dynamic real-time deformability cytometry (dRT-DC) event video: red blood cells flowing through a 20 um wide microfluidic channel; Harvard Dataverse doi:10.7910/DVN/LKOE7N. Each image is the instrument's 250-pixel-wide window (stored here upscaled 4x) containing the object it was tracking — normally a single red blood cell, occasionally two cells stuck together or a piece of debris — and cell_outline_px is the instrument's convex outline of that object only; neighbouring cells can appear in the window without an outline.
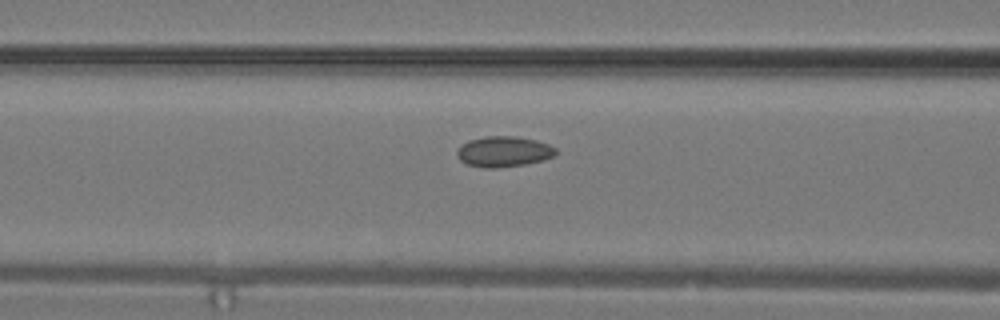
{"species": "common noctule bat (a hibernating species)", "species_latin": "Nyctalus noctula", "temperature_condition": "warm", "stored_images_in_passage": 7, "camera_frame_rate_fps": 3000, "um_per_image_px": 0.085, "animal": {"sex": "male", "body_mass_g": 19.2, "forearm_length_mm": 51.8}, "frame": {"image": 1, "passage_image": 6, "time_ms": 1.667, "image_size_px": [1000, 320], "cell_outline_px": [[556, 156], [544, 160], [524, 164], [496, 168], [484, 168], [468, 164], [460, 160], [456, 156], [456, 152], [468, 140], [484, 136], [512, 136], [536, 140], [548, 144], [556, 148]], "centroid_in_image_um": [42.83, 12.89], "position_along_channel_um": 123.8, "area_um2": 17.57}}